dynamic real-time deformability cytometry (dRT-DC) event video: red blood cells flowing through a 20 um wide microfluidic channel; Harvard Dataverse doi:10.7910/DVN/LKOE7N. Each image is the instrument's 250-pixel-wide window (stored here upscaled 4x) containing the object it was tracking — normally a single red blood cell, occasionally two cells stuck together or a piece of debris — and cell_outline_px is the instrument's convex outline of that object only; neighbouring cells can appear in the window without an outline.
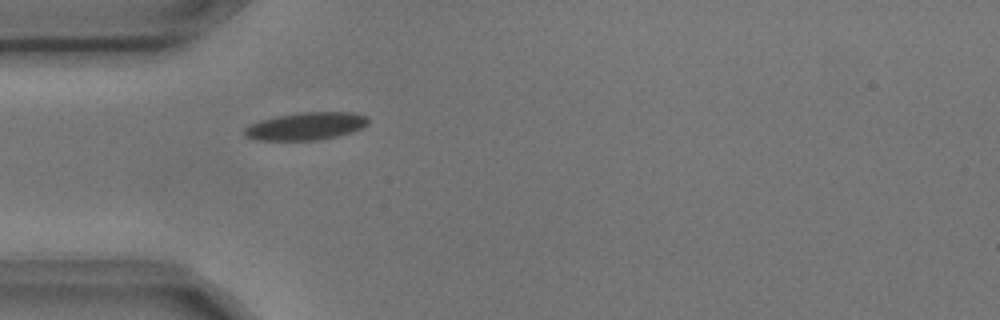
{"species": "common noctule bat (a hibernating species)", "species_latin": "Nyctalus noctula", "temperature_condition": "cold", "stored_images_in_passage": 1, "camera_frame_rate_fps": 3000, "um_per_image_px": 0.085, "animal": {"sex": "male", "body_mass_g": 17.9, "forearm_length_mm": 54.2}, "frame": {"image": 1, "passage_image": 1, "time_ms": 0.0, "image_size_px": [1000, 320], "cell_outline_px": [[368, 124], [352, 132], [336, 136], [316, 140], [252, 140], [244, 136], [244, 128], [260, 120], [276, 116], [296, 112], [352, 112], [368, 116]], "centroid_in_image_um": [25.98, 10.72], "position_along_channel_um": 59.0, "area_um2": 20.0}}